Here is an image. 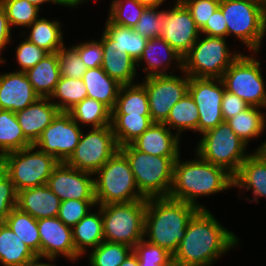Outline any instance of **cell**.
Here are the masks:
<instances>
[{
  "label": "cell",
  "instance_id": "cell-1",
  "mask_svg": "<svg viewBox=\"0 0 266 266\" xmlns=\"http://www.w3.org/2000/svg\"><path fill=\"white\" fill-rule=\"evenodd\" d=\"M237 244L236 236L222 227L206 209L189 220L184 238L173 254V266H210Z\"/></svg>",
  "mask_w": 266,
  "mask_h": 266
},
{
  "label": "cell",
  "instance_id": "cell-2",
  "mask_svg": "<svg viewBox=\"0 0 266 266\" xmlns=\"http://www.w3.org/2000/svg\"><path fill=\"white\" fill-rule=\"evenodd\" d=\"M198 210L192 204L169 197L147 199L144 226L147 241L173 255L185 236L189 220Z\"/></svg>",
  "mask_w": 266,
  "mask_h": 266
},
{
  "label": "cell",
  "instance_id": "cell-3",
  "mask_svg": "<svg viewBox=\"0 0 266 266\" xmlns=\"http://www.w3.org/2000/svg\"><path fill=\"white\" fill-rule=\"evenodd\" d=\"M198 157L199 160L183 163L178 157L174 163L173 183L168 197L205 209L196 203L198 196L226 190L234 186V182L233 176L224 168Z\"/></svg>",
  "mask_w": 266,
  "mask_h": 266
},
{
  "label": "cell",
  "instance_id": "cell-4",
  "mask_svg": "<svg viewBox=\"0 0 266 266\" xmlns=\"http://www.w3.org/2000/svg\"><path fill=\"white\" fill-rule=\"evenodd\" d=\"M134 175L138 191L146 198L168 197L172 188L174 163L178 158L155 156L132 144L119 147Z\"/></svg>",
  "mask_w": 266,
  "mask_h": 266
},
{
  "label": "cell",
  "instance_id": "cell-5",
  "mask_svg": "<svg viewBox=\"0 0 266 266\" xmlns=\"http://www.w3.org/2000/svg\"><path fill=\"white\" fill-rule=\"evenodd\" d=\"M95 174L99 175L94 180L95 199L99 205L145 199L138 191L128 160L119 150Z\"/></svg>",
  "mask_w": 266,
  "mask_h": 266
},
{
  "label": "cell",
  "instance_id": "cell-6",
  "mask_svg": "<svg viewBox=\"0 0 266 266\" xmlns=\"http://www.w3.org/2000/svg\"><path fill=\"white\" fill-rule=\"evenodd\" d=\"M99 206L103 215L104 241L123 243L133 248L144 238L146 198Z\"/></svg>",
  "mask_w": 266,
  "mask_h": 266
},
{
  "label": "cell",
  "instance_id": "cell-7",
  "mask_svg": "<svg viewBox=\"0 0 266 266\" xmlns=\"http://www.w3.org/2000/svg\"><path fill=\"white\" fill-rule=\"evenodd\" d=\"M219 8L227 24V36L233 33L258 51L266 32V6L256 0H220Z\"/></svg>",
  "mask_w": 266,
  "mask_h": 266
},
{
  "label": "cell",
  "instance_id": "cell-8",
  "mask_svg": "<svg viewBox=\"0 0 266 266\" xmlns=\"http://www.w3.org/2000/svg\"><path fill=\"white\" fill-rule=\"evenodd\" d=\"M35 148L31 145L0 157L17 192L46 185L52 171L60 163L53 155L41 150L31 153Z\"/></svg>",
  "mask_w": 266,
  "mask_h": 266
},
{
  "label": "cell",
  "instance_id": "cell-9",
  "mask_svg": "<svg viewBox=\"0 0 266 266\" xmlns=\"http://www.w3.org/2000/svg\"><path fill=\"white\" fill-rule=\"evenodd\" d=\"M246 145L224 121L203 133L197 155L213 165L224 168L234 177L249 156L244 154Z\"/></svg>",
  "mask_w": 266,
  "mask_h": 266
},
{
  "label": "cell",
  "instance_id": "cell-10",
  "mask_svg": "<svg viewBox=\"0 0 266 266\" xmlns=\"http://www.w3.org/2000/svg\"><path fill=\"white\" fill-rule=\"evenodd\" d=\"M199 42V43H198ZM240 56L230 55L225 38L206 36L198 40L183 57V72L189 77L222 78L224 72Z\"/></svg>",
  "mask_w": 266,
  "mask_h": 266
},
{
  "label": "cell",
  "instance_id": "cell-11",
  "mask_svg": "<svg viewBox=\"0 0 266 266\" xmlns=\"http://www.w3.org/2000/svg\"><path fill=\"white\" fill-rule=\"evenodd\" d=\"M259 65L253 57L240 54L221 78L226 91L253 107L266 106V91Z\"/></svg>",
  "mask_w": 266,
  "mask_h": 266
},
{
  "label": "cell",
  "instance_id": "cell-12",
  "mask_svg": "<svg viewBox=\"0 0 266 266\" xmlns=\"http://www.w3.org/2000/svg\"><path fill=\"white\" fill-rule=\"evenodd\" d=\"M111 125L92 128L88 134L81 135L74 153L66 163L78 170L96 173L117 151Z\"/></svg>",
  "mask_w": 266,
  "mask_h": 266
},
{
  "label": "cell",
  "instance_id": "cell-13",
  "mask_svg": "<svg viewBox=\"0 0 266 266\" xmlns=\"http://www.w3.org/2000/svg\"><path fill=\"white\" fill-rule=\"evenodd\" d=\"M190 77L173 75L146 77L142 83L149 101L150 117L153 122L163 123L176 102L188 93Z\"/></svg>",
  "mask_w": 266,
  "mask_h": 266
},
{
  "label": "cell",
  "instance_id": "cell-14",
  "mask_svg": "<svg viewBox=\"0 0 266 266\" xmlns=\"http://www.w3.org/2000/svg\"><path fill=\"white\" fill-rule=\"evenodd\" d=\"M82 132L68 112H59L47 126L34 146L53 155L59 162H66L74 153Z\"/></svg>",
  "mask_w": 266,
  "mask_h": 266
},
{
  "label": "cell",
  "instance_id": "cell-15",
  "mask_svg": "<svg viewBox=\"0 0 266 266\" xmlns=\"http://www.w3.org/2000/svg\"><path fill=\"white\" fill-rule=\"evenodd\" d=\"M215 82L224 87L220 88ZM225 85L220 78L190 77L188 93L197 105L199 113L198 131L202 134L224 122L221 110Z\"/></svg>",
  "mask_w": 266,
  "mask_h": 266
},
{
  "label": "cell",
  "instance_id": "cell-16",
  "mask_svg": "<svg viewBox=\"0 0 266 266\" xmlns=\"http://www.w3.org/2000/svg\"><path fill=\"white\" fill-rule=\"evenodd\" d=\"M93 173L81 171L60 162L48 178L47 186L61 200H96Z\"/></svg>",
  "mask_w": 266,
  "mask_h": 266
},
{
  "label": "cell",
  "instance_id": "cell-17",
  "mask_svg": "<svg viewBox=\"0 0 266 266\" xmlns=\"http://www.w3.org/2000/svg\"><path fill=\"white\" fill-rule=\"evenodd\" d=\"M163 38L175 51L184 57L197 41L200 29L187 8L177 0L170 11H163Z\"/></svg>",
  "mask_w": 266,
  "mask_h": 266
},
{
  "label": "cell",
  "instance_id": "cell-18",
  "mask_svg": "<svg viewBox=\"0 0 266 266\" xmlns=\"http://www.w3.org/2000/svg\"><path fill=\"white\" fill-rule=\"evenodd\" d=\"M37 225L40 256L52 261L58 254L74 260L80 256L73 244L72 227L65 225L58 217L37 220Z\"/></svg>",
  "mask_w": 266,
  "mask_h": 266
},
{
  "label": "cell",
  "instance_id": "cell-19",
  "mask_svg": "<svg viewBox=\"0 0 266 266\" xmlns=\"http://www.w3.org/2000/svg\"><path fill=\"white\" fill-rule=\"evenodd\" d=\"M38 98L40 96L34 91L25 72L0 75V109L17 113Z\"/></svg>",
  "mask_w": 266,
  "mask_h": 266
},
{
  "label": "cell",
  "instance_id": "cell-20",
  "mask_svg": "<svg viewBox=\"0 0 266 266\" xmlns=\"http://www.w3.org/2000/svg\"><path fill=\"white\" fill-rule=\"evenodd\" d=\"M50 98L40 97L16 114L24 136L34 145L43 130L52 123L60 112L56 105L49 103Z\"/></svg>",
  "mask_w": 266,
  "mask_h": 266
},
{
  "label": "cell",
  "instance_id": "cell-21",
  "mask_svg": "<svg viewBox=\"0 0 266 266\" xmlns=\"http://www.w3.org/2000/svg\"><path fill=\"white\" fill-rule=\"evenodd\" d=\"M179 134L172 135L164 123L154 122L131 144L139 151L155 156L178 158Z\"/></svg>",
  "mask_w": 266,
  "mask_h": 266
},
{
  "label": "cell",
  "instance_id": "cell-22",
  "mask_svg": "<svg viewBox=\"0 0 266 266\" xmlns=\"http://www.w3.org/2000/svg\"><path fill=\"white\" fill-rule=\"evenodd\" d=\"M61 200L47 185L20 190L17 196V207L33 218L57 217Z\"/></svg>",
  "mask_w": 266,
  "mask_h": 266
},
{
  "label": "cell",
  "instance_id": "cell-23",
  "mask_svg": "<svg viewBox=\"0 0 266 266\" xmlns=\"http://www.w3.org/2000/svg\"><path fill=\"white\" fill-rule=\"evenodd\" d=\"M100 41L103 48L102 69L121 85L132 84L136 73V61L128 54L122 53V50L115 45V41L105 33Z\"/></svg>",
  "mask_w": 266,
  "mask_h": 266
},
{
  "label": "cell",
  "instance_id": "cell-24",
  "mask_svg": "<svg viewBox=\"0 0 266 266\" xmlns=\"http://www.w3.org/2000/svg\"><path fill=\"white\" fill-rule=\"evenodd\" d=\"M234 186L253 189L254 200L266 197V153L257 151L249 155L241 164L240 170L233 177Z\"/></svg>",
  "mask_w": 266,
  "mask_h": 266
},
{
  "label": "cell",
  "instance_id": "cell-25",
  "mask_svg": "<svg viewBox=\"0 0 266 266\" xmlns=\"http://www.w3.org/2000/svg\"><path fill=\"white\" fill-rule=\"evenodd\" d=\"M25 74L40 97L50 98L61 77L57 52L47 54Z\"/></svg>",
  "mask_w": 266,
  "mask_h": 266
},
{
  "label": "cell",
  "instance_id": "cell-26",
  "mask_svg": "<svg viewBox=\"0 0 266 266\" xmlns=\"http://www.w3.org/2000/svg\"><path fill=\"white\" fill-rule=\"evenodd\" d=\"M82 79L87 88V97L98 100L112 111L122 85L102 67L87 69Z\"/></svg>",
  "mask_w": 266,
  "mask_h": 266
},
{
  "label": "cell",
  "instance_id": "cell-27",
  "mask_svg": "<svg viewBox=\"0 0 266 266\" xmlns=\"http://www.w3.org/2000/svg\"><path fill=\"white\" fill-rule=\"evenodd\" d=\"M153 123L150 115L111 114V127L119 147L131 144Z\"/></svg>",
  "mask_w": 266,
  "mask_h": 266
},
{
  "label": "cell",
  "instance_id": "cell-28",
  "mask_svg": "<svg viewBox=\"0 0 266 266\" xmlns=\"http://www.w3.org/2000/svg\"><path fill=\"white\" fill-rule=\"evenodd\" d=\"M101 206L98 214H87L72 227V239L76 251L81 255L86 246L96 248L104 241Z\"/></svg>",
  "mask_w": 266,
  "mask_h": 266
},
{
  "label": "cell",
  "instance_id": "cell-29",
  "mask_svg": "<svg viewBox=\"0 0 266 266\" xmlns=\"http://www.w3.org/2000/svg\"><path fill=\"white\" fill-rule=\"evenodd\" d=\"M36 254L3 223L0 227V262L4 266H23Z\"/></svg>",
  "mask_w": 266,
  "mask_h": 266
},
{
  "label": "cell",
  "instance_id": "cell-30",
  "mask_svg": "<svg viewBox=\"0 0 266 266\" xmlns=\"http://www.w3.org/2000/svg\"><path fill=\"white\" fill-rule=\"evenodd\" d=\"M111 112L112 114L150 115L148 95L144 85H122Z\"/></svg>",
  "mask_w": 266,
  "mask_h": 266
},
{
  "label": "cell",
  "instance_id": "cell-31",
  "mask_svg": "<svg viewBox=\"0 0 266 266\" xmlns=\"http://www.w3.org/2000/svg\"><path fill=\"white\" fill-rule=\"evenodd\" d=\"M33 145L25 136L16 114L0 109V157Z\"/></svg>",
  "mask_w": 266,
  "mask_h": 266
},
{
  "label": "cell",
  "instance_id": "cell-32",
  "mask_svg": "<svg viewBox=\"0 0 266 266\" xmlns=\"http://www.w3.org/2000/svg\"><path fill=\"white\" fill-rule=\"evenodd\" d=\"M4 223L36 254L40 255V236L37 219L18 207L12 209Z\"/></svg>",
  "mask_w": 266,
  "mask_h": 266
},
{
  "label": "cell",
  "instance_id": "cell-33",
  "mask_svg": "<svg viewBox=\"0 0 266 266\" xmlns=\"http://www.w3.org/2000/svg\"><path fill=\"white\" fill-rule=\"evenodd\" d=\"M104 33L115 41L122 53L128 54L136 62L142 56L148 39L136 33L133 28L113 24L107 19Z\"/></svg>",
  "mask_w": 266,
  "mask_h": 266
},
{
  "label": "cell",
  "instance_id": "cell-34",
  "mask_svg": "<svg viewBox=\"0 0 266 266\" xmlns=\"http://www.w3.org/2000/svg\"><path fill=\"white\" fill-rule=\"evenodd\" d=\"M68 113L79 124H91L93 128H102L111 125V110L96 99L86 97L72 107Z\"/></svg>",
  "mask_w": 266,
  "mask_h": 266
},
{
  "label": "cell",
  "instance_id": "cell-35",
  "mask_svg": "<svg viewBox=\"0 0 266 266\" xmlns=\"http://www.w3.org/2000/svg\"><path fill=\"white\" fill-rule=\"evenodd\" d=\"M59 25L57 21L38 18L28 26L32 30L27 39L48 53L58 52L64 46Z\"/></svg>",
  "mask_w": 266,
  "mask_h": 266
},
{
  "label": "cell",
  "instance_id": "cell-36",
  "mask_svg": "<svg viewBox=\"0 0 266 266\" xmlns=\"http://www.w3.org/2000/svg\"><path fill=\"white\" fill-rule=\"evenodd\" d=\"M159 46L163 47L164 51H166V55L164 54L163 55L164 58H162L165 60H161L160 57L156 55L157 54L156 48H158ZM172 58L176 59V61L178 62L180 61L179 66L181 69H183V57L177 51H175L163 38L156 37V38L148 39V42L142 53V56L136 63L145 59L148 67L144 68V71H147L148 68L151 70V71L149 70L146 77L156 76V75H167V73L164 72L167 67H163L162 72H159L160 71L159 68L163 66L162 64H164V61H167V60L168 62H166L165 65L169 66Z\"/></svg>",
  "mask_w": 266,
  "mask_h": 266
},
{
  "label": "cell",
  "instance_id": "cell-37",
  "mask_svg": "<svg viewBox=\"0 0 266 266\" xmlns=\"http://www.w3.org/2000/svg\"><path fill=\"white\" fill-rule=\"evenodd\" d=\"M258 107L248 106L226 122L246 144L249 139L257 137L265 128V118Z\"/></svg>",
  "mask_w": 266,
  "mask_h": 266
},
{
  "label": "cell",
  "instance_id": "cell-38",
  "mask_svg": "<svg viewBox=\"0 0 266 266\" xmlns=\"http://www.w3.org/2000/svg\"><path fill=\"white\" fill-rule=\"evenodd\" d=\"M169 128L175 127L178 133L184 129L198 131L199 113L197 105L189 93L174 104L168 118L163 122Z\"/></svg>",
  "mask_w": 266,
  "mask_h": 266
},
{
  "label": "cell",
  "instance_id": "cell-39",
  "mask_svg": "<svg viewBox=\"0 0 266 266\" xmlns=\"http://www.w3.org/2000/svg\"><path fill=\"white\" fill-rule=\"evenodd\" d=\"M52 97L62 100L61 103H53L60 112H68L87 97V88L82 78L74 79L61 76L50 98Z\"/></svg>",
  "mask_w": 266,
  "mask_h": 266
},
{
  "label": "cell",
  "instance_id": "cell-40",
  "mask_svg": "<svg viewBox=\"0 0 266 266\" xmlns=\"http://www.w3.org/2000/svg\"><path fill=\"white\" fill-rule=\"evenodd\" d=\"M133 251V248L123 243L103 241L90 254L92 266H119Z\"/></svg>",
  "mask_w": 266,
  "mask_h": 266
},
{
  "label": "cell",
  "instance_id": "cell-41",
  "mask_svg": "<svg viewBox=\"0 0 266 266\" xmlns=\"http://www.w3.org/2000/svg\"><path fill=\"white\" fill-rule=\"evenodd\" d=\"M11 25L30 26L38 17L39 8L27 0H0Z\"/></svg>",
  "mask_w": 266,
  "mask_h": 266
},
{
  "label": "cell",
  "instance_id": "cell-42",
  "mask_svg": "<svg viewBox=\"0 0 266 266\" xmlns=\"http://www.w3.org/2000/svg\"><path fill=\"white\" fill-rule=\"evenodd\" d=\"M126 2L129 4L128 7L124 5L123 1L114 0L108 20L113 24L134 28L147 7L141 5L137 0H126ZM126 7L130 8L129 11Z\"/></svg>",
  "mask_w": 266,
  "mask_h": 266
},
{
  "label": "cell",
  "instance_id": "cell-43",
  "mask_svg": "<svg viewBox=\"0 0 266 266\" xmlns=\"http://www.w3.org/2000/svg\"><path fill=\"white\" fill-rule=\"evenodd\" d=\"M155 7H147L139 18L133 30L145 37L152 39L161 36L164 23L163 11H155Z\"/></svg>",
  "mask_w": 266,
  "mask_h": 266
},
{
  "label": "cell",
  "instance_id": "cell-44",
  "mask_svg": "<svg viewBox=\"0 0 266 266\" xmlns=\"http://www.w3.org/2000/svg\"><path fill=\"white\" fill-rule=\"evenodd\" d=\"M133 252L138 257L139 263H156L159 265H173V255L166 249L140 240L134 247Z\"/></svg>",
  "mask_w": 266,
  "mask_h": 266
},
{
  "label": "cell",
  "instance_id": "cell-45",
  "mask_svg": "<svg viewBox=\"0 0 266 266\" xmlns=\"http://www.w3.org/2000/svg\"><path fill=\"white\" fill-rule=\"evenodd\" d=\"M97 205L96 200L70 199L61 201L57 217L67 226L76 225L88 212V208Z\"/></svg>",
  "mask_w": 266,
  "mask_h": 266
},
{
  "label": "cell",
  "instance_id": "cell-46",
  "mask_svg": "<svg viewBox=\"0 0 266 266\" xmlns=\"http://www.w3.org/2000/svg\"><path fill=\"white\" fill-rule=\"evenodd\" d=\"M57 54L61 76L74 79L83 78L88 68L73 47L66 50L63 46Z\"/></svg>",
  "mask_w": 266,
  "mask_h": 266
},
{
  "label": "cell",
  "instance_id": "cell-47",
  "mask_svg": "<svg viewBox=\"0 0 266 266\" xmlns=\"http://www.w3.org/2000/svg\"><path fill=\"white\" fill-rule=\"evenodd\" d=\"M18 192L0 161V218L5 220L12 209L17 207Z\"/></svg>",
  "mask_w": 266,
  "mask_h": 266
},
{
  "label": "cell",
  "instance_id": "cell-48",
  "mask_svg": "<svg viewBox=\"0 0 266 266\" xmlns=\"http://www.w3.org/2000/svg\"><path fill=\"white\" fill-rule=\"evenodd\" d=\"M190 12L197 27L201 30L211 15L219 8L220 0H179Z\"/></svg>",
  "mask_w": 266,
  "mask_h": 266
},
{
  "label": "cell",
  "instance_id": "cell-49",
  "mask_svg": "<svg viewBox=\"0 0 266 266\" xmlns=\"http://www.w3.org/2000/svg\"><path fill=\"white\" fill-rule=\"evenodd\" d=\"M17 61L22 67L20 72H26L40 62L47 54L42 48L26 39L17 47Z\"/></svg>",
  "mask_w": 266,
  "mask_h": 266
},
{
  "label": "cell",
  "instance_id": "cell-50",
  "mask_svg": "<svg viewBox=\"0 0 266 266\" xmlns=\"http://www.w3.org/2000/svg\"><path fill=\"white\" fill-rule=\"evenodd\" d=\"M77 51L84 65L89 68L101 67L103 61V48L101 41L85 42L83 44L73 46Z\"/></svg>",
  "mask_w": 266,
  "mask_h": 266
},
{
  "label": "cell",
  "instance_id": "cell-51",
  "mask_svg": "<svg viewBox=\"0 0 266 266\" xmlns=\"http://www.w3.org/2000/svg\"><path fill=\"white\" fill-rule=\"evenodd\" d=\"M249 105L237 95L224 91L221 110L224 121L245 110Z\"/></svg>",
  "mask_w": 266,
  "mask_h": 266
},
{
  "label": "cell",
  "instance_id": "cell-52",
  "mask_svg": "<svg viewBox=\"0 0 266 266\" xmlns=\"http://www.w3.org/2000/svg\"><path fill=\"white\" fill-rule=\"evenodd\" d=\"M207 36L223 37L227 36V24L222 10L218 8L208 19L205 26L200 30Z\"/></svg>",
  "mask_w": 266,
  "mask_h": 266
},
{
  "label": "cell",
  "instance_id": "cell-53",
  "mask_svg": "<svg viewBox=\"0 0 266 266\" xmlns=\"http://www.w3.org/2000/svg\"><path fill=\"white\" fill-rule=\"evenodd\" d=\"M10 23L3 6L0 4V51L10 40ZM4 62L0 58V63Z\"/></svg>",
  "mask_w": 266,
  "mask_h": 266
},
{
  "label": "cell",
  "instance_id": "cell-54",
  "mask_svg": "<svg viewBox=\"0 0 266 266\" xmlns=\"http://www.w3.org/2000/svg\"><path fill=\"white\" fill-rule=\"evenodd\" d=\"M119 266H139L138 257L132 251Z\"/></svg>",
  "mask_w": 266,
  "mask_h": 266
},
{
  "label": "cell",
  "instance_id": "cell-55",
  "mask_svg": "<svg viewBox=\"0 0 266 266\" xmlns=\"http://www.w3.org/2000/svg\"><path fill=\"white\" fill-rule=\"evenodd\" d=\"M43 258V256L35 255L33 258L29 259L23 266H51V264L39 263V259Z\"/></svg>",
  "mask_w": 266,
  "mask_h": 266
},
{
  "label": "cell",
  "instance_id": "cell-56",
  "mask_svg": "<svg viewBox=\"0 0 266 266\" xmlns=\"http://www.w3.org/2000/svg\"><path fill=\"white\" fill-rule=\"evenodd\" d=\"M141 5L145 7H159L164 0H137Z\"/></svg>",
  "mask_w": 266,
  "mask_h": 266
},
{
  "label": "cell",
  "instance_id": "cell-57",
  "mask_svg": "<svg viewBox=\"0 0 266 266\" xmlns=\"http://www.w3.org/2000/svg\"><path fill=\"white\" fill-rule=\"evenodd\" d=\"M58 1L61 5H66V6L72 7V6H76L81 1H84V0H58Z\"/></svg>",
  "mask_w": 266,
  "mask_h": 266
},
{
  "label": "cell",
  "instance_id": "cell-58",
  "mask_svg": "<svg viewBox=\"0 0 266 266\" xmlns=\"http://www.w3.org/2000/svg\"><path fill=\"white\" fill-rule=\"evenodd\" d=\"M27 1L29 3H32V4L36 5L38 8H40L39 5H41L42 3L50 2V1L53 2L54 4L55 3L56 4H60L58 0H27Z\"/></svg>",
  "mask_w": 266,
  "mask_h": 266
},
{
  "label": "cell",
  "instance_id": "cell-59",
  "mask_svg": "<svg viewBox=\"0 0 266 266\" xmlns=\"http://www.w3.org/2000/svg\"><path fill=\"white\" fill-rule=\"evenodd\" d=\"M139 266H173V265H159L156 263H139Z\"/></svg>",
  "mask_w": 266,
  "mask_h": 266
},
{
  "label": "cell",
  "instance_id": "cell-60",
  "mask_svg": "<svg viewBox=\"0 0 266 266\" xmlns=\"http://www.w3.org/2000/svg\"><path fill=\"white\" fill-rule=\"evenodd\" d=\"M257 151H264L266 153V142H264L261 147H259V149H257Z\"/></svg>",
  "mask_w": 266,
  "mask_h": 266
},
{
  "label": "cell",
  "instance_id": "cell-61",
  "mask_svg": "<svg viewBox=\"0 0 266 266\" xmlns=\"http://www.w3.org/2000/svg\"><path fill=\"white\" fill-rule=\"evenodd\" d=\"M256 1L262 3V4H264L266 6V0H256Z\"/></svg>",
  "mask_w": 266,
  "mask_h": 266
},
{
  "label": "cell",
  "instance_id": "cell-62",
  "mask_svg": "<svg viewBox=\"0 0 266 266\" xmlns=\"http://www.w3.org/2000/svg\"><path fill=\"white\" fill-rule=\"evenodd\" d=\"M4 223V220L0 218V227Z\"/></svg>",
  "mask_w": 266,
  "mask_h": 266
}]
</instances>
